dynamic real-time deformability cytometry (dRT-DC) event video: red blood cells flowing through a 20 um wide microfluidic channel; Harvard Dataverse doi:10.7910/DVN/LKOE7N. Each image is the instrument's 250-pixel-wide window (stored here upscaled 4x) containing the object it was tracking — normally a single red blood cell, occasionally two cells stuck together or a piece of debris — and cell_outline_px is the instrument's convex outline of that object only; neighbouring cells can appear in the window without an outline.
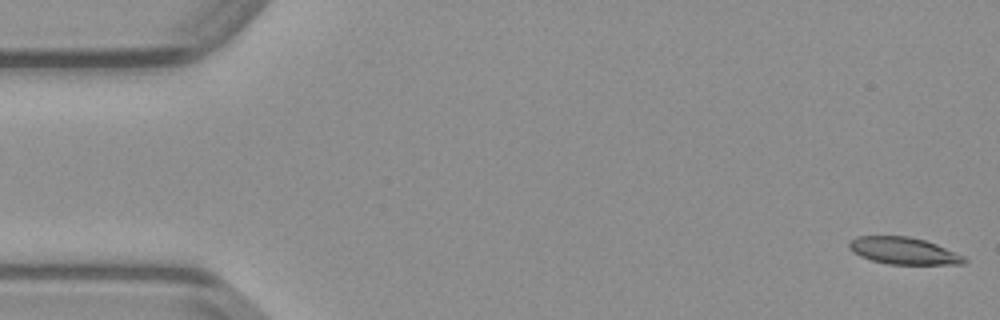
{"species": "common noctule bat (a hibernating species)", "species_latin": "Nyctalus noctula", "temperature_condition": "warm", "stored_images_in_passage": 14, "camera_frame_rate_fps": 3000, "um_per_image_px": 0.085, "animal": {"sex": "male", "body_mass_g": 23.1, "forearm_length_mm": 52.7}, "frame": {"image": 1, "passage_image": 1, "time_ms": 0.0, "image_size_px": [1000, 320], "cell_outline_px": [[968, 260], [964, 264], [888, 264], [872, 260], [860, 256], [852, 252], [848, 248], [848, 244], [856, 236], [908, 236], [924, 240], [936, 244], [964, 256]], "centroid_in_image_um": [76.79, 21.32], "position_along_channel_um": 8.2, "area_um2": 18.03}}